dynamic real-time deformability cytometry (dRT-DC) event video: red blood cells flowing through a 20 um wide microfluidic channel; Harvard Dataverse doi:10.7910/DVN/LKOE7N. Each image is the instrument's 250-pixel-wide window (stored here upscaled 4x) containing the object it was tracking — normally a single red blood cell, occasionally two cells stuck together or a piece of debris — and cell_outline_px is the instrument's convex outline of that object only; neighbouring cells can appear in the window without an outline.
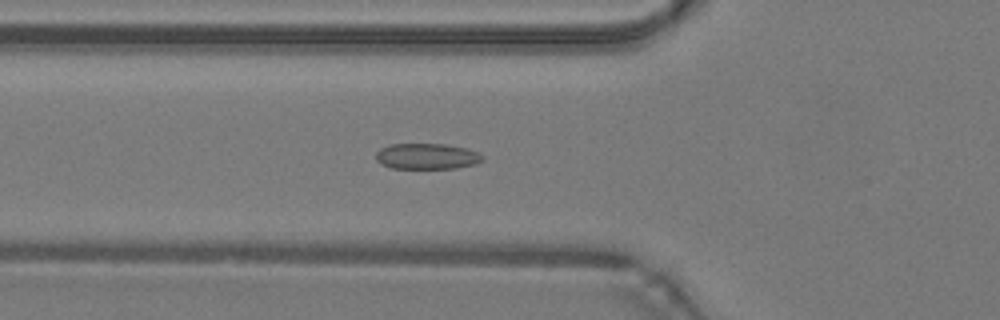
{"species": "common noctule bat (a hibernating species)", "species_latin": "Nyctalus noctula", "temperature_condition": "warm", "stored_images_in_passage": 34, "camera_frame_rate_fps": 3000, "um_per_image_px": 0.085, "animal": {"sex": "male", "body_mass_g": 19.2, "forearm_length_mm": 51.8}, "frame": {"image": 1, "passage_image": 5, "time_ms": 1.333, "image_size_px": [1000, 320], "cell_outline_px": [[484, 160], [476, 164], [456, 168], [392, 168], [380, 164], [376, 160], [376, 152], [380, 148], [388, 144], [444, 144], [468, 148], [480, 152], [484, 156]], "centroid_in_image_um": [36.31, 13.28], "position_along_channel_um": 89.5, "area_um2": 16.3}}
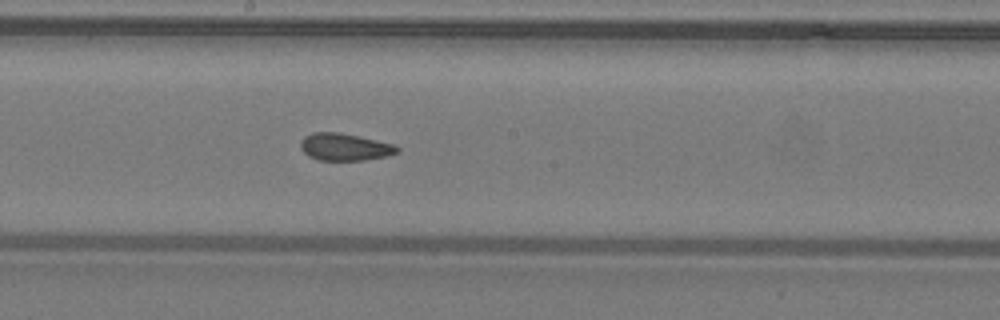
{"frame": {"image": 2, "passage_image": 14, "time_ms": 4.333, "image_size_px": [1000, 320], "cell_outline_px": [[400, 152], [384, 156], [364, 160], [320, 160], [308, 156], [300, 148], [300, 140], [304, 136], [312, 132], [340, 132], [360, 136], [396, 144], [400, 148]], "centroid_in_image_um": [29.31, 12.48], "position_along_channel_um": 218.9, "area_um2": 15.55}}
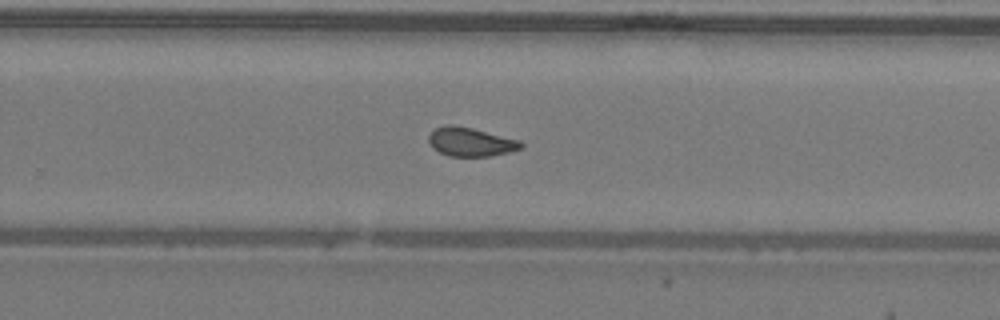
{"frame": {"image": 3, "passage_image": 19, "time_ms": 6.0, "image_size_px": [1000, 320], "cell_outline_px": [[524, 144], [520, 148], [512, 152], [488, 156], [448, 156], [432, 148], [428, 140], [428, 136], [436, 128], [448, 124], [452, 124], [472, 128], [520, 140]], "centroid_in_image_um": [40.0, 12.06], "position_along_channel_um": 289.8, "area_um2": 15.49}, "authors_computed_cell_mechanics": {"area_um2": 15.9528, "velocity_mm_per_s": 4.2878, "shape_relaxation_time_tau1_ms": null, "shape_relaxation_time_tau2_ms": 1.5789, "deformation_change_tau1": null, "deformation_change_tau2": 0.0781}}